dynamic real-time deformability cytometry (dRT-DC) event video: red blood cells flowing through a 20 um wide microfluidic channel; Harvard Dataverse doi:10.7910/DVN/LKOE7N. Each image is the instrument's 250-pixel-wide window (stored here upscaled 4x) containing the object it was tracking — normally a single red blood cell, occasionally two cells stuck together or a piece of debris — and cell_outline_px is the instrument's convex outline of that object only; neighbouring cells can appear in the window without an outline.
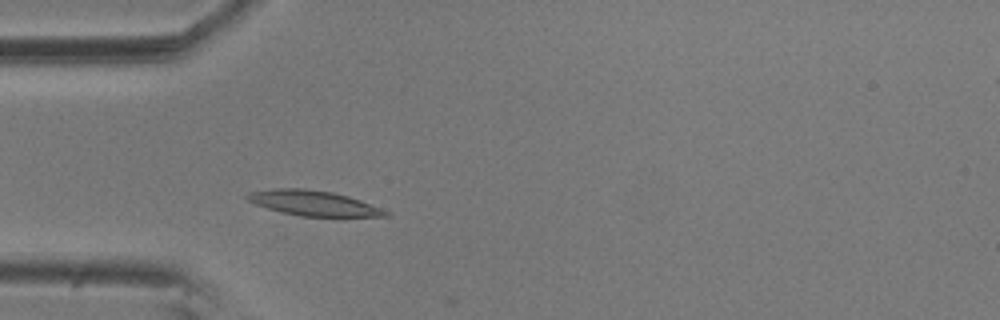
{"species": "common noctule bat (a hibernating species)", "species_latin": "Nyctalus noctula", "temperature_condition": "room temperature", "stored_images_in_passage": 4, "camera_frame_rate_fps": 3000, "um_per_image_px": 0.085, "animal": {"sex": "male", "body_mass_g": 20.5, "forearm_length_mm": 52.5}, "frame": {"image": 1, "passage_image": 4, "time_ms": 1.0, "image_size_px": [1000, 320], "cell_outline_px": [[392, 216], [300, 216], [268, 208], [256, 204], [248, 200], [244, 196], [248, 192], [272, 188], [304, 188], [332, 192], [348, 196], [360, 200], [392, 212]], "centroid_in_image_um": [26.66, 17.25], "position_along_channel_um": 58.3, "area_um2": 20.17}}